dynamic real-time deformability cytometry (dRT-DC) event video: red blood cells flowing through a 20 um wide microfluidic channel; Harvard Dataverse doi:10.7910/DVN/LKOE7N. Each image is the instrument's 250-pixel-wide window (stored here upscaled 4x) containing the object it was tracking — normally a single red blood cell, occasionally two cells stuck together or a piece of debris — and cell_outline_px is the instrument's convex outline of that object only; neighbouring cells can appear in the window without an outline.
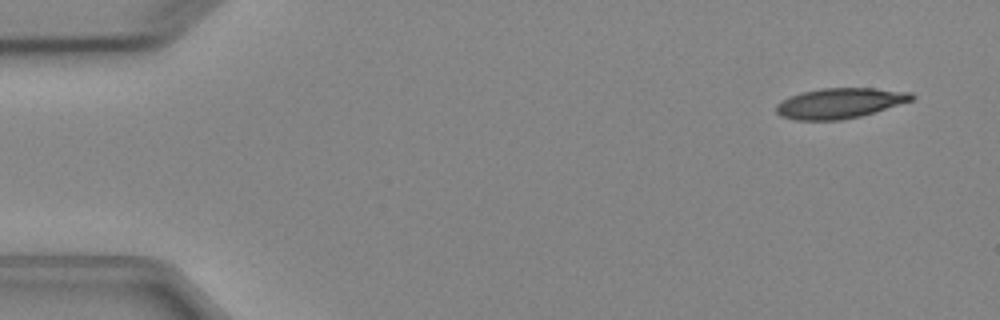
{"species": "Egyptian fruit bat (a non-hibernating species)", "species_latin": "Rousettus aegyptiacus", "temperature_condition": "cold", "stored_images_in_passage": 3, "camera_frame_rate_fps": 3000, "um_per_image_px": 0.085, "animal": {"sex": "female"}, "frame": {"image": 1, "passage_image": 1, "time_ms": 0.0, "image_size_px": [1000, 320], "cell_outline_px": [[916, 96], [912, 100], [860, 116], [840, 120], [796, 120], [780, 116], [776, 112], [776, 104], [788, 96], [800, 92], [820, 88], [872, 88], [912, 92]], "centroid_in_image_um": [71.33, 8.76], "position_along_channel_um": 13.7, "area_um2": 23.93}}
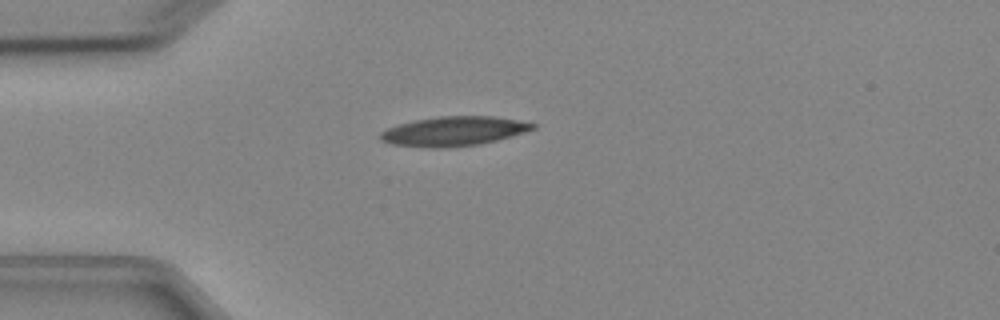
{"frame": {"image": 2, "passage_image": 3, "time_ms": 3.333, "image_size_px": [1000, 320], "cell_outline_px": [[536, 128], [524, 132], [496, 140], [476, 144], [440, 148], [432, 148], [392, 144], [380, 140], [380, 132], [396, 124], [416, 120], [440, 116], [496, 116], [536, 124]], "centroid_in_image_um": [38.53, 11.14], "position_along_channel_um": 46.5, "area_um2": 25.84}}